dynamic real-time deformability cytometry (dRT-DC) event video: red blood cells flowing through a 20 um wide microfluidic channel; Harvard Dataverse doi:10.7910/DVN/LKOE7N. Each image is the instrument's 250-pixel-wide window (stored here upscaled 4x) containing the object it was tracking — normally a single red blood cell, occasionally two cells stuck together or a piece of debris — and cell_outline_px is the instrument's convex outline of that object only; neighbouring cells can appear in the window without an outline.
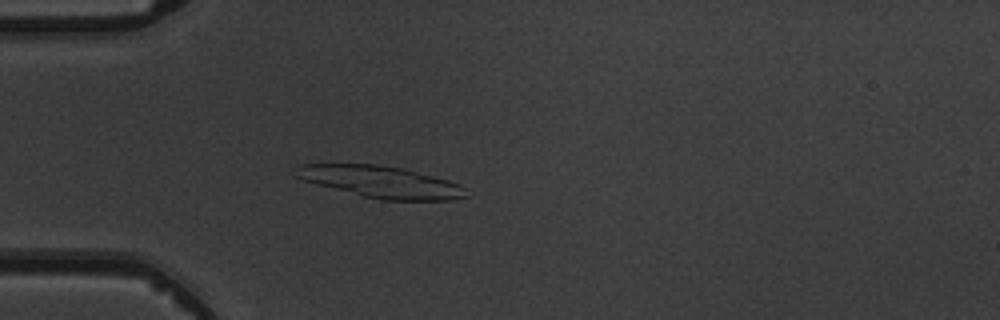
{"species": "common noctule bat (a hibernating species)", "species_latin": "Nyctalus noctula", "temperature_condition": "warm", "stored_images_in_passage": 3, "camera_frame_rate_fps": 3000, "um_per_image_px": 0.085, "animal": {"sex": "male", "body_mass_g": 19.5, "forearm_length_mm": 54.6}, "frame": {"image": 1, "passage_image": 3, "time_ms": 2.333, "image_size_px": [1000, 320], "cell_outline_px": [[468, 196], [452, 200], [380, 200], [316, 184], [292, 176], [300, 164], [376, 164], [404, 168], [448, 180], [460, 184], [464, 188]], "centroid_in_image_um": [32.38, 15.46], "position_along_channel_um": 52.6, "area_um2": 31.44}}